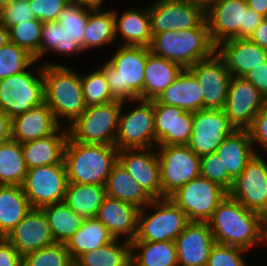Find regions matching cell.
I'll return each instance as SVG.
<instances>
[{"label":"cell","mask_w":267,"mask_h":266,"mask_svg":"<svg viewBox=\"0 0 267 266\" xmlns=\"http://www.w3.org/2000/svg\"><path fill=\"white\" fill-rule=\"evenodd\" d=\"M213 238L218 244L250 249L267 241L264 217L246 209L239 201L227 195L208 221Z\"/></svg>","instance_id":"cell-1"},{"label":"cell","mask_w":267,"mask_h":266,"mask_svg":"<svg viewBox=\"0 0 267 266\" xmlns=\"http://www.w3.org/2000/svg\"><path fill=\"white\" fill-rule=\"evenodd\" d=\"M150 49L143 46L118 48L112 58L100 67L115 100H144V73Z\"/></svg>","instance_id":"cell-2"},{"label":"cell","mask_w":267,"mask_h":266,"mask_svg":"<svg viewBox=\"0 0 267 266\" xmlns=\"http://www.w3.org/2000/svg\"><path fill=\"white\" fill-rule=\"evenodd\" d=\"M118 152L115 145L84 144L68 137L63 160L68 183L105 186Z\"/></svg>","instance_id":"cell-3"},{"label":"cell","mask_w":267,"mask_h":266,"mask_svg":"<svg viewBox=\"0 0 267 266\" xmlns=\"http://www.w3.org/2000/svg\"><path fill=\"white\" fill-rule=\"evenodd\" d=\"M149 49L156 56L176 62L183 68H189L211 57L217 46L210 37L205 21L198 28L152 34Z\"/></svg>","instance_id":"cell-4"},{"label":"cell","mask_w":267,"mask_h":266,"mask_svg":"<svg viewBox=\"0 0 267 266\" xmlns=\"http://www.w3.org/2000/svg\"><path fill=\"white\" fill-rule=\"evenodd\" d=\"M45 103L57 122L60 117L71 125L86 109L81 74L65 65L45 63L43 66Z\"/></svg>","instance_id":"cell-5"},{"label":"cell","mask_w":267,"mask_h":266,"mask_svg":"<svg viewBox=\"0 0 267 266\" xmlns=\"http://www.w3.org/2000/svg\"><path fill=\"white\" fill-rule=\"evenodd\" d=\"M210 37L217 46L231 38H249L264 19L246 0H220L206 13Z\"/></svg>","instance_id":"cell-6"},{"label":"cell","mask_w":267,"mask_h":266,"mask_svg":"<svg viewBox=\"0 0 267 266\" xmlns=\"http://www.w3.org/2000/svg\"><path fill=\"white\" fill-rule=\"evenodd\" d=\"M123 102L113 100L109 103L87 106L85 111L66 128L69 137L84 144L115 145L119 115Z\"/></svg>","instance_id":"cell-7"},{"label":"cell","mask_w":267,"mask_h":266,"mask_svg":"<svg viewBox=\"0 0 267 266\" xmlns=\"http://www.w3.org/2000/svg\"><path fill=\"white\" fill-rule=\"evenodd\" d=\"M149 206L155 211L145 216L143 208L139 210L137 234L133 241L174 242L190 223L187 215L168 197L155 199Z\"/></svg>","instance_id":"cell-8"},{"label":"cell","mask_w":267,"mask_h":266,"mask_svg":"<svg viewBox=\"0 0 267 266\" xmlns=\"http://www.w3.org/2000/svg\"><path fill=\"white\" fill-rule=\"evenodd\" d=\"M38 77L29 70L0 80V107L11 118L45 103L43 66Z\"/></svg>","instance_id":"cell-9"},{"label":"cell","mask_w":267,"mask_h":266,"mask_svg":"<svg viewBox=\"0 0 267 266\" xmlns=\"http://www.w3.org/2000/svg\"><path fill=\"white\" fill-rule=\"evenodd\" d=\"M228 192L215 182L198 176L177 189L171 199L190 222H208Z\"/></svg>","instance_id":"cell-10"},{"label":"cell","mask_w":267,"mask_h":266,"mask_svg":"<svg viewBox=\"0 0 267 266\" xmlns=\"http://www.w3.org/2000/svg\"><path fill=\"white\" fill-rule=\"evenodd\" d=\"M158 159L162 198L200 176V157L187 145L160 146Z\"/></svg>","instance_id":"cell-11"},{"label":"cell","mask_w":267,"mask_h":266,"mask_svg":"<svg viewBox=\"0 0 267 266\" xmlns=\"http://www.w3.org/2000/svg\"><path fill=\"white\" fill-rule=\"evenodd\" d=\"M68 185L64 161L60 164L37 166L27 170L22 184L31 208L62 202Z\"/></svg>","instance_id":"cell-12"},{"label":"cell","mask_w":267,"mask_h":266,"mask_svg":"<svg viewBox=\"0 0 267 266\" xmlns=\"http://www.w3.org/2000/svg\"><path fill=\"white\" fill-rule=\"evenodd\" d=\"M228 195L246 209L261 214L267 225V163L255 154L233 181Z\"/></svg>","instance_id":"cell-13"},{"label":"cell","mask_w":267,"mask_h":266,"mask_svg":"<svg viewBox=\"0 0 267 266\" xmlns=\"http://www.w3.org/2000/svg\"><path fill=\"white\" fill-rule=\"evenodd\" d=\"M137 101L140 105L128 113H122L121 109L115 139L118 150L152 148L157 144L153 100L138 99Z\"/></svg>","instance_id":"cell-14"},{"label":"cell","mask_w":267,"mask_h":266,"mask_svg":"<svg viewBox=\"0 0 267 266\" xmlns=\"http://www.w3.org/2000/svg\"><path fill=\"white\" fill-rule=\"evenodd\" d=\"M234 130L224 109L193 112V129L187 146L199 157L215 153Z\"/></svg>","instance_id":"cell-15"},{"label":"cell","mask_w":267,"mask_h":266,"mask_svg":"<svg viewBox=\"0 0 267 266\" xmlns=\"http://www.w3.org/2000/svg\"><path fill=\"white\" fill-rule=\"evenodd\" d=\"M267 105L260 91L243 77H231L224 111L236 130H248Z\"/></svg>","instance_id":"cell-16"},{"label":"cell","mask_w":267,"mask_h":266,"mask_svg":"<svg viewBox=\"0 0 267 266\" xmlns=\"http://www.w3.org/2000/svg\"><path fill=\"white\" fill-rule=\"evenodd\" d=\"M187 69L201 85L204 109H224L232 76L223 58L215 52Z\"/></svg>","instance_id":"cell-17"},{"label":"cell","mask_w":267,"mask_h":266,"mask_svg":"<svg viewBox=\"0 0 267 266\" xmlns=\"http://www.w3.org/2000/svg\"><path fill=\"white\" fill-rule=\"evenodd\" d=\"M152 34L200 27L205 12L188 0H159L148 7Z\"/></svg>","instance_id":"cell-18"},{"label":"cell","mask_w":267,"mask_h":266,"mask_svg":"<svg viewBox=\"0 0 267 266\" xmlns=\"http://www.w3.org/2000/svg\"><path fill=\"white\" fill-rule=\"evenodd\" d=\"M153 109L157 145H187L193 129V112L156 100H153Z\"/></svg>","instance_id":"cell-19"},{"label":"cell","mask_w":267,"mask_h":266,"mask_svg":"<svg viewBox=\"0 0 267 266\" xmlns=\"http://www.w3.org/2000/svg\"><path fill=\"white\" fill-rule=\"evenodd\" d=\"M118 162L153 200L162 198L158 153L151 148L119 150Z\"/></svg>","instance_id":"cell-20"},{"label":"cell","mask_w":267,"mask_h":266,"mask_svg":"<svg viewBox=\"0 0 267 266\" xmlns=\"http://www.w3.org/2000/svg\"><path fill=\"white\" fill-rule=\"evenodd\" d=\"M174 242L178 266H206L216 243L208 222H190Z\"/></svg>","instance_id":"cell-21"},{"label":"cell","mask_w":267,"mask_h":266,"mask_svg":"<svg viewBox=\"0 0 267 266\" xmlns=\"http://www.w3.org/2000/svg\"><path fill=\"white\" fill-rule=\"evenodd\" d=\"M6 239L22 256L55 243L47 217L39 208H31Z\"/></svg>","instance_id":"cell-22"},{"label":"cell","mask_w":267,"mask_h":266,"mask_svg":"<svg viewBox=\"0 0 267 266\" xmlns=\"http://www.w3.org/2000/svg\"><path fill=\"white\" fill-rule=\"evenodd\" d=\"M220 46V47H219ZM216 52L226 62L231 76L244 77L267 61V49L249 38H231L217 45Z\"/></svg>","instance_id":"cell-23"},{"label":"cell","mask_w":267,"mask_h":266,"mask_svg":"<svg viewBox=\"0 0 267 266\" xmlns=\"http://www.w3.org/2000/svg\"><path fill=\"white\" fill-rule=\"evenodd\" d=\"M61 124L46 103L11 119V139L20 144L48 137L59 131Z\"/></svg>","instance_id":"cell-24"},{"label":"cell","mask_w":267,"mask_h":266,"mask_svg":"<svg viewBox=\"0 0 267 266\" xmlns=\"http://www.w3.org/2000/svg\"><path fill=\"white\" fill-rule=\"evenodd\" d=\"M139 208L106 196L96 218L118 239L125 235L126 241L132 242L137 234Z\"/></svg>","instance_id":"cell-25"},{"label":"cell","mask_w":267,"mask_h":266,"mask_svg":"<svg viewBox=\"0 0 267 266\" xmlns=\"http://www.w3.org/2000/svg\"><path fill=\"white\" fill-rule=\"evenodd\" d=\"M221 159L224 172L234 181L257 153L248 130H234L226 136L215 152Z\"/></svg>","instance_id":"cell-26"},{"label":"cell","mask_w":267,"mask_h":266,"mask_svg":"<svg viewBox=\"0 0 267 266\" xmlns=\"http://www.w3.org/2000/svg\"><path fill=\"white\" fill-rule=\"evenodd\" d=\"M156 101L182 108L185 111L197 112L204 109L201 85L187 68L182 70Z\"/></svg>","instance_id":"cell-27"},{"label":"cell","mask_w":267,"mask_h":266,"mask_svg":"<svg viewBox=\"0 0 267 266\" xmlns=\"http://www.w3.org/2000/svg\"><path fill=\"white\" fill-rule=\"evenodd\" d=\"M58 133L56 131L48 137L21 144L27 169L63 162L69 135L68 130H64L61 134Z\"/></svg>","instance_id":"cell-28"},{"label":"cell","mask_w":267,"mask_h":266,"mask_svg":"<svg viewBox=\"0 0 267 266\" xmlns=\"http://www.w3.org/2000/svg\"><path fill=\"white\" fill-rule=\"evenodd\" d=\"M184 68L176 62L156 56H147L144 73V100H156Z\"/></svg>","instance_id":"cell-29"},{"label":"cell","mask_w":267,"mask_h":266,"mask_svg":"<svg viewBox=\"0 0 267 266\" xmlns=\"http://www.w3.org/2000/svg\"><path fill=\"white\" fill-rule=\"evenodd\" d=\"M106 196L132 204L139 209L153 201L133 177L117 162L105 184Z\"/></svg>","instance_id":"cell-30"},{"label":"cell","mask_w":267,"mask_h":266,"mask_svg":"<svg viewBox=\"0 0 267 266\" xmlns=\"http://www.w3.org/2000/svg\"><path fill=\"white\" fill-rule=\"evenodd\" d=\"M115 15V32L121 33L125 43L124 46H143L149 48L152 41V32L150 24L149 8L137 10H127L118 19V14L114 11Z\"/></svg>","instance_id":"cell-31"},{"label":"cell","mask_w":267,"mask_h":266,"mask_svg":"<svg viewBox=\"0 0 267 266\" xmlns=\"http://www.w3.org/2000/svg\"><path fill=\"white\" fill-rule=\"evenodd\" d=\"M31 206L22 186L0 185V232L7 237Z\"/></svg>","instance_id":"cell-32"},{"label":"cell","mask_w":267,"mask_h":266,"mask_svg":"<svg viewBox=\"0 0 267 266\" xmlns=\"http://www.w3.org/2000/svg\"><path fill=\"white\" fill-rule=\"evenodd\" d=\"M114 239L96 217H90L84 219L82 226L66 242V247L75 261L83 253L100 248Z\"/></svg>","instance_id":"cell-33"},{"label":"cell","mask_w":267,"mask_h":266,"mask_svg":"<svg viewBox=\"0 0 267 266\" xmlns=\"http://www.w3.org/2000/svg\"><path fill=\"white\" fill-rule=\"evenodd\" d=\"M105 186L68 183L63 202L84 218L96 217L104 198Z\"/></svg>","instance_id":"cell-34"},{"label":"cell","mask_w":267,"mask_h":266,"mask_svg":"<svg viewBox=\"0 0 267 266\" xmlns=\"http://www.w3.org/2000/svg\"><path fill=\"white\" fill-rule=\"evenodd\" d=\"M137 249L142 252L135 254ZM131 266H178L175 242L132 241Z\"/></svg>","instance_id":"cell-35"},{"label":"cell","mask_w":267,"mask_h":266,"mask_svg":"<svg viewBox=\"0 0 267 266\" xmlns=\"http://www.w3.org/2000/svg\"><path fill=\"white\" fill-rule=\"evenodd\" d=\"M47 217L55 243H64L82 226L84 217L78 215L63 201L41 208Z\"/></svg>","instance_id":"cell-36"},{"label":"cell","mask_w":267,"mask_h":266,"mask_svg":"<svg viewBox=\"0 0 267 266\" xmlns=\"http://www.w3.org/2000/svg\"><path fill=\"white\" fill-rule=\"evenodd\" d=\"M118 239L80 255L74 266H131V242L124 240L123 245L117 244Z\"/></svg>","instance_id":"cell-37"},{"label":"cell","mask_w":267,"mask_h":266,"mask_svg":"<svg viewBox=\"0 0 267 266\" xmlns=\"http://www.w3.org/2000/svg\"><path fill=\"white\" fill-rule=\"evenodd\" d=\"M114 10L101 12V9L89 8L88 20L85 26V34L82 49L107 45L116 38Z\"/></svg>","instance_id":"cell-38"},{"label":"cell","mask_w":267,"mask_h":266,"mask_svg":"<svg viewBox=\"0 0 267 266\" xmlns=\"http://www.w3.org/2000/svg\"><path fill=\"white\" fill-rule=\"evenodd\" d=\"M27 170L22 145L12 139L0 143V185L22 186Z\"/></svg>","instance_id":"cell-39"},{"label":"cell","mask_w":267,"mask_h":266,"mask_svg":"<svg viewBox=\"0 0 267 266\" xmlns=\"http://www.w3.org/2000/svg\"><path fill=\"white\" fill-rule=\"evenodd\" d=\"M49 51L69 56L80 53L83 49L74 37L61 26L59 21H47L43 22L42 27L40 57Z\"/></svg>","instance_id":"cell-40"},{"label":"cell","mask_w":267,"mask_h":266,"mask_svg":"<svg viewBox=\"0 0 267 266\" xmlns=\"http://www.w3.org/2000/svg\"><path fill=\"white\" fill-rule=\"evenodd\" d=\"M42 27L43 22L36 18L11 26L9 28V41L25 49L36 61L40 58Z\"/></svg>","instance_id":"cell-41"},{"label":"cell","mask_w":267,"mask_h":266,"mask_svg":"<svg viewBox=\"0 0 267 266\" xmlns=\"http://www.w3.org/2000/svg\"><path fill=\"white\" fill-rule=\"evenodd\" d=\"M34 62L31 54L9 41L0 49V80L25 71Z\"/></svg>","instance_id":"cell-42"},{"label":"cell","mask_w":267,"mask_h":266,"mask_svg":"<svg viewBox=\"0 0 267 266\" xmlns=\"http://www.w3.org/2000/svg\"><path fill=\"white\" fill-rule=\"evenodd\" d=\"M22 266H74L66 244L54 243L23 256Z\"/></svg>","instance_id":"cell-43"},{"label":"cell","mask_w":267,"mask_h":266,"mask_svg":"<svg viewBox=\"0 0 267 266\" xmlns=\"http://www.w3.org/2000/svg\"><path fill=\"white\" fill-rule=\"evenodd\" d=\"M81 85L86 106L105 104L115 100L100 69L85 76L81 75Z\"/></svg>","instance_id":"cell-44"},{"label":"cell","mask_w":267,"mask_h":266,"mask_svg":"<svg viewBox=\"0 0 267 266\" xmlns=\"http://www.w3.org/2000/svg\"><path fill=\"white\" fill-rule=\"evenodd\" d=\"M89 8L70 3L59 15L61 26L74 37L82 47Z\"/></svg>","instance_id":"cell-45"},{"label":"cell","mask_w":267,"mask_h":266,"mask_svg":"<svg viewBox=\"0 0 267 266\" xmlns=\"http://www.w3.org/2000/svg\"><path fill=\"white\" fill-rule=\"evenodd\" d=\"M200 175L217 183L227 192L233 184V180L224 172L223 163L216 153L200 157Z\"/></svg>","instance_id":"cell-46"},{"label":"cell","mask_w":267,"mask_h":266,"mask_svg":"<svg viewBox=\"0 0 267 266\" xmlns=\"http://www.w3.org/2000/svg\"><path fill=\"white\" fill-rule=\"evenodd\" d=\"M245 251L239 247L215 243L206 266H247L241 255Z\"/></svg>","instance_id":"cell-47"},{"label":"cell","mask_w":267,"mask_h":266,"mask_svg":"<svg viewBox=\"0 0 267 266\" xmlns=\"http://www.w3.org/2000/svg\"><path fill=\"white\" fill-rule=\"evenodd\" d=\"M32 19H35V16L28 2L13 0L0 10V22L7 29Z\"/></svg>","instance_id":"cell-48"},{"label":"cell","mask_w":267,"mask_h":266,"mask_svg":"<svg viewBox=\"0 0 267 266\" xmlns=\"http://www.w3.org/2000/svg\"><path fill=\"white\" fill-rule=\"evenodd\" d=\"M28 3L35 18L41 22L58 21L62 10L70 4L69 0H32Z\"/></svg>","instance_id":"cell-49"},{"label":"cell","mask_w":267,"mask_h":266,"mask_svg":"<svg viewBox=\"0 0 267 266\" xmlns=\"http://www.w3.org/2000/svg\"><path fill=\"white\" fill-rule=\"evenodd\" d=\"M248 131L253 145L258 143L267 152V105L254 118Z\"/></svg>","instance_id":"cell-50"},{"label":"cell","mask_w":267,"mask_h":266,"mask_svg":"<svg viewBox=\"0 0 267 266\" xmlns=\"http://www.w3.org/2000/svg\"><path fill=\"white\" fill-rule=\"evenodd\" d=\"M23 256L5 238L0 243V266H22Z\"/></svg>","instance_id":"cell-51"},{"label":"cell","mask_w":267,"mask_h":266,"mask_svg":"<svg viewBox=\"0 0 267 266\" xmlns=\"http://www.w3.org/2000/svg\"><path fill=\"white\" fill-rule=\"evenodd\" d=\"M243 78L251 82L267 100V61L251 70Z\"/></svg>","instance_id":"cell-52"},{"label":"cell","mask_w":267,"mask_h":266,"mask_svg":"<svg viewBox=\"0 0 267 266\" xmlns=\"http://www.w3.org/2000/svg\"><path fill=\"white\" fill-rule=\"evenodd\" d=\"M249 39L267 49V18H264Z\"/></svg>","instance_id":"cell-53"},{"label":"cell","mask_w":267,"mask_h":266,"mask_svg":"<svg viewBox=\"0 0 267 266\" xmlns=\"http://www.w3.org/2000/svg\"><path fill=\"white\" fill-rule=\"evenodd\" d=\"M11 139V118L0 107V143Z\"/></svg>","instance_id":"cell-54"},{"label":"cell","mask_w":267,"mask_h":266,"mask_svg":"<svg viewBox=\"0 0 267 266\" xmlns=\"http://www.w3.org/2000/svg\"><path fill=\"white\" fill-rule=\"evenodd\" d=\"M249 8L256 11L259 15L267 18V0H246Z\"/></svg>","instance_id":"cell-55"},{"label":"cell","mask_w":267,"mask_h":266,"mask_svg":"<svg viewBox=\"0 0 267 266\" xmlns=\"http://www.w3.org/2000/svg\"><path fill=\"white\" fill-rule=\"evenodd\" d=\"M104 0H69L70 3L91 9H100Z\"/></svg>","instance_id":"cell-56"},{"label":"cell","mask_w":267,"mask_h":266,"mask_svg":"<svg viewBox=\"0 0 267 266\" xmlns=\"http://www.w3.org/2000/svg\"><path fill=\"white\" fill-rule=\"evenodd\" d=\"M196 7L201 8L205 13L220 0H188Z\"/></svg>","instance_id":"cell-57"},{"label":"cell","mask_w":267,"mask_h":266,"mask_svg":"<svg viewBox=\"0 0 267 266\" xmlns=\"http://www.w3.org/2000/svg\"><path fill=\"white\" fill-rule=\"evenodd\" d=\"M9 42V29L0 22V49Z\"/></svg>","instance_id":"cell-58"},{"label":"cell","mask_w":267,"mask_h":266,"mask_svg":"<svg viewBox=\"0 0 267 266\" xmlns=\"http://www.w3.org/2000/svg\"><path fill=\"white\" fill-rule=\"evenodd\" d=\"M13 0H0V10L10 4Z\"/></svg>","instance_id":"cell-59"},{"label":"cell","mask_w":267,"mask_h":266,"mask_svg":"<svg viewBox=\"0 0 267 266\" xmlns=\"http://www.w3.org/2000/svg\"><path fill=\"white\" fill-rule=\"evenodd\" d=\"M6 237L0 232V243L5 239Z\"/></svg>","instance_id":"cell-60"},{"label":"cell","mask_w":267,"mask_h":266,"mask_svg":"<svg viewBox=\"0 0 267 266\" xmlns=\"http://www.w3.org/2000/svg\"><path fill=\"white\" fill-rule=\"evenodd\" d=\"M17 1L30 2V1H32V0H17Z\"/></svg>","instance_id":"cell-61"}]
</instances>
